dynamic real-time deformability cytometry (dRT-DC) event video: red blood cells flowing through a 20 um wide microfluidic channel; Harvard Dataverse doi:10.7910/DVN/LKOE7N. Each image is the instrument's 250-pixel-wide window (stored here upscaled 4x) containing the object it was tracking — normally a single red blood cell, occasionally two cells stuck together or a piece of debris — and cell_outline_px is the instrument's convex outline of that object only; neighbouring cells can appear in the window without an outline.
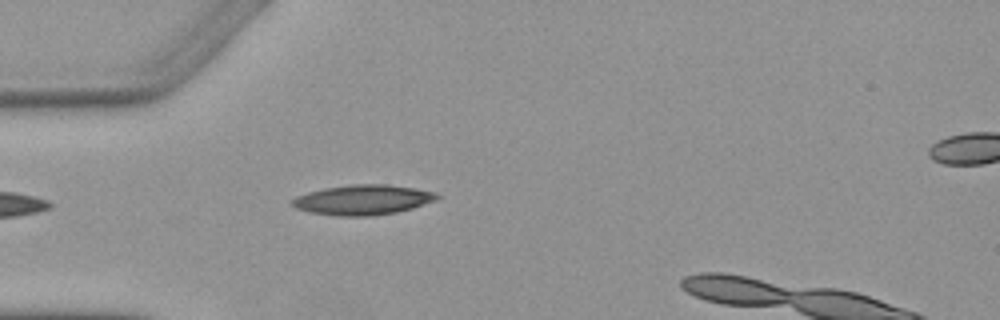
{"species": "Egyptian fruit bat (a non-hibernating species)", "species_latin": "Rousettus aegyptiacus", "temperature_condition": "warm", "stored_images_in_passage": 4, "camera_frame_rate_fps": 3000, "um_per_image_px": 0.085, "animal": {"sex": "female"}, "frame": {"image": 1, "passage_image": 4, "time_ms": 4.333, "image_size_px": [1000, 320], "cell_outline_px": [[440, 196], [436, 200], [412, 208], [396, 212], [372, 216], [340, 216], [308, 212], [296, 208], [288, 204], [296, 196], [308, 192], [324, 188], [352, 184], [388, 184], [436, 192]], "centroid_in_image_um": [30.81, 16.98], "position_along_channel_um": 54.2, "area_um2": 25.37}}